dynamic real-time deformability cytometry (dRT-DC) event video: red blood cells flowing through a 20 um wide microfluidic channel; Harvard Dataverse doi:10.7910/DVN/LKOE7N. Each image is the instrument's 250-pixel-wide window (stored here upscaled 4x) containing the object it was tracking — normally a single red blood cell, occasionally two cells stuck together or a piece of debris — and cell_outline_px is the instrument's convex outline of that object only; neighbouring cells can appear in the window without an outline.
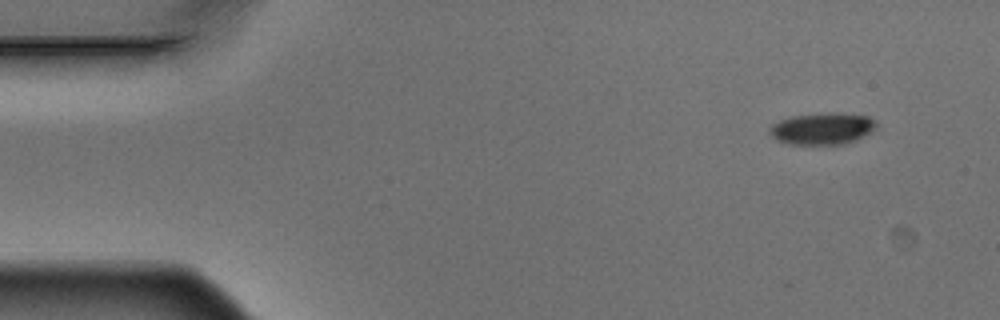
{"species": "Egyptian fruit bat (a non-hibernating species)", "species_latin": "Rousettus aegyptiacus", "temperature_condition": "warm", "stored_images_in_passage": 5, "camera_frame_rate_fps": 3000, "um_per_image_px": 0.085, "animal": {"sex": "male"}, "frame": {"image": 1, "passage_image": 1, "time_ms": 0.0, "image_size_px": [1000, 320], "cell_outline_px": [[876, 128], [872, 132], [856, 140], [844, 144], [788, 144], [772, 136], [768, 128], [772, 124], [780, 120], [792, 116], [828, 112], [832, 112], [868, 116], [876, 120]], "centroid_in_image_um": [69.93, 10.92], "position_along_channel_um": 15.1, "area_um2": 19.77}}
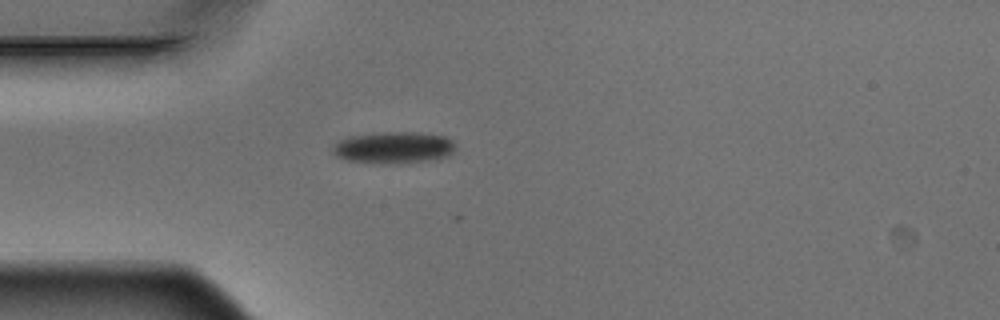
{"frame": {"image": 2, "passage_image": 4, "time_ms": 1.0, "image_size_px": [1000, 320], "cell_outline_px": [[456, 148], [448, 156], [436, 160], [400, 164], [392, 164], [348, 160], [336, 156], [332, 152], [332, 148], [340, 140], [348, 136], [380, 132], [416, 132], [444, 136], [452, 140], [456, 144]], "centroid_in_image_um": [33.51, 12.55], "position_along_channel_um": 51.5, "area_um2": 22.95}}